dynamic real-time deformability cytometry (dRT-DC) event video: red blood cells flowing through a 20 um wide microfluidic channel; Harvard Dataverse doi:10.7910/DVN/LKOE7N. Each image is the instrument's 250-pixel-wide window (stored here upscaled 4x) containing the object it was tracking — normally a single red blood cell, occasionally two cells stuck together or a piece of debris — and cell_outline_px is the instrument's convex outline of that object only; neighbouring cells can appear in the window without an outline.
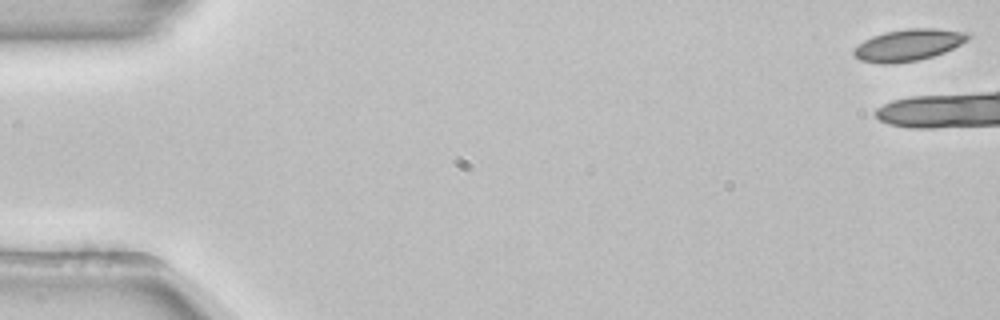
{"species": "common noctule bat (a hibernating species)", "species_latin": "Nyctalus noctula", "temperature_condition": "room temperature", "stored_images_in_passage": 7, "camera_frame_rate_fps": 3000, "um_per_image_px": 0.085, "animal": {"sex": "female", "body_mass_g": 22.7, "forearm_length_mm": 54.2}, "frame": {"image": 1, "passage_image": 1, "time_ms": 0.0, "image_size_px": [1000, 320], "cell_outline_px": [[972, 36], [968, 40], [944, 52], [932, 56], [916, 60], [892, 64], [884, 64], [860, 60], [852, 52], [864, 40], [872, 36], [884, 32], [908, 28], [936, 28], [972, 32]], "centroid_in_image_um": [77.27, 3.8], "position_along_channel_um": 7.7, "area_um2": 21.1}}